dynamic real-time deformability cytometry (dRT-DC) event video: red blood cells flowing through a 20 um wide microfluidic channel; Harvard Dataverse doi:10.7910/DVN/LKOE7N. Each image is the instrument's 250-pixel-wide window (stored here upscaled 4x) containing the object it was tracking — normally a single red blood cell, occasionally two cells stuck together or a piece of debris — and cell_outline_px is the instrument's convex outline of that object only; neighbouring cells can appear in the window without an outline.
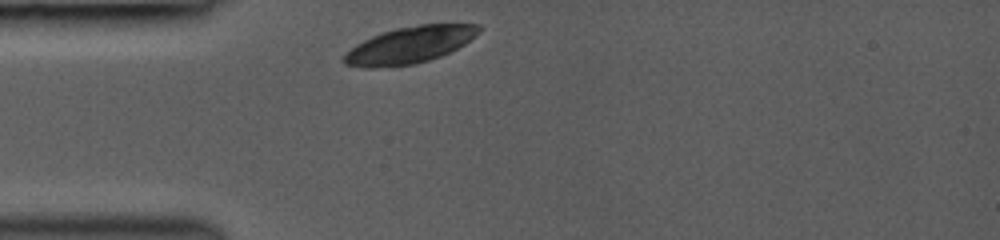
{"species": "common noctule bat (a hibernating species)", "species_latin": "Nyctalus noctula", "temperature_condition": "room temperature", "stored_images_in_passage": 7, "camera_frame_rate_fps": 3000, "um_per_image_px": 0.085, "animal": {"sex": "female", "body_mass_g": 19.0, "forearm_length_mm": 53.3}, "frame": {"image": 1, "passage_image": 1, "time_ms": 0.0, "image_size_px": [1000, 240], "cell_outline_px": [[484, 28], [476, 36], [464, 44], [440, 56], [428, 60], [412, 64], [372, 68], [364, 68], [344, 64], [340, 60], [356, 44], [372, 36], [396, 28], [420, 24], [480, 24]], "centroid_in_image_um": [34.84, 3.81], "position_along_channel_um": 50.2, "area_um2": 28.67}}
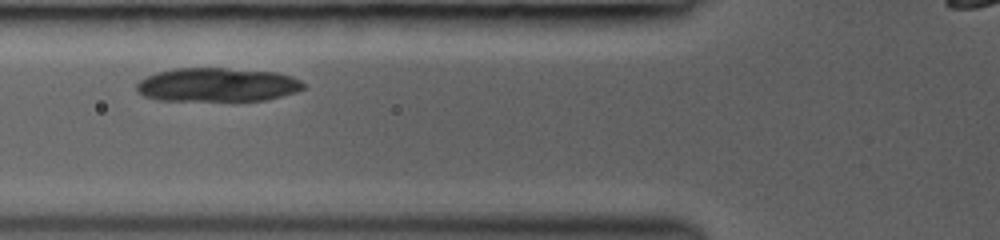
{"frame": {"image": 2, "passage_image": 5, "time_ms": 1.667, "image_size_px": [1000, 240], "cell_outline_px": [[304, 88], [296, 92], [264, 100], [156, 100], [144, 96], [136, 92], [136, 84], [140, 80], [156, 72], [176, 68], [224, 68], [276, 72], [292, 76], [300, 80], [304, 84]], "centroid_in_image_um": [18.44, 7.2], "position_along_channel_um": 107.4, "area_um2": 32.77}}